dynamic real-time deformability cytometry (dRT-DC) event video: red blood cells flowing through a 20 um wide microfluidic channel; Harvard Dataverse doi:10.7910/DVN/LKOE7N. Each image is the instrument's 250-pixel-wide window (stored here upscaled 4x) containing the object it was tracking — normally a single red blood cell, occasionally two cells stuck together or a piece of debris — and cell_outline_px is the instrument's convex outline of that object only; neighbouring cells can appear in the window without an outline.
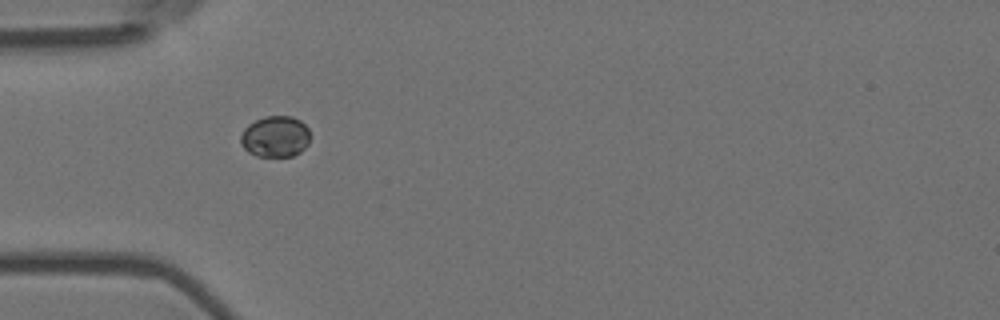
{"species": "Egyptian fruit bat (a non-hibernating species)", "species_latin": "Rousettus aegyptiacus", "temperature_condition": "room temperature", "stored_images_in_passage": 17, "camera_frame_rate_fps": 3000, "um_per_image_px": 0.085, "animal": {"sex": "female"}, "frame": {"image": 1, "passage_image": 7, "time_ms": 2.0, "image_size_px": [1000, 320], "cell_outline_px": [[308, 144], [300, 152], [292, 156], [256, 156], [248, 152], [244, 148], [240, 140], [240, 136], [244, 128], [248, 124], [264, 116], [292, 116], [300, 120], [308, 128]], "centroid_in_image_um": [23.38, 11.6], "position_along_channel_um": 61.6, "area_um2": 16.65}}
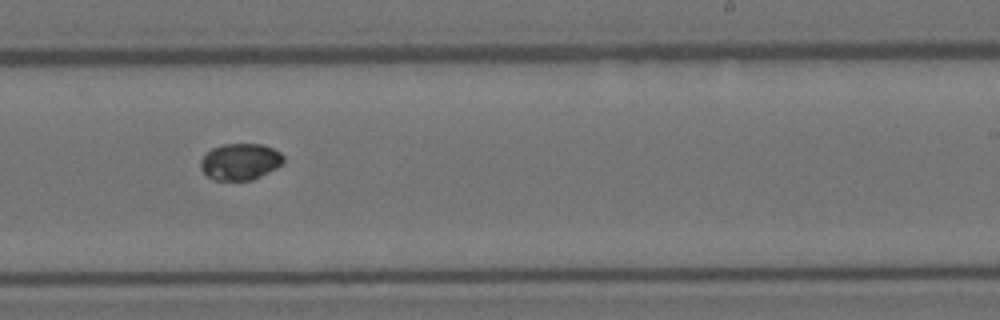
{"frame": {"image": 2, "passage_image": 12, "time_ms": 3.667, "image_size_px": [1000, 320], "cell_outline_px": [[284, 160], [276, 168], [252, 180], [216, 180], [208, 176], [200, 168], [200, 160], [212, 148], [224, 144], [264, 144], [280, 152], [284, 156]], "centroid_in_image_um": [20.42, 13.73], "position_along_channel_um": 268.6, "area_um2": 17.51}}
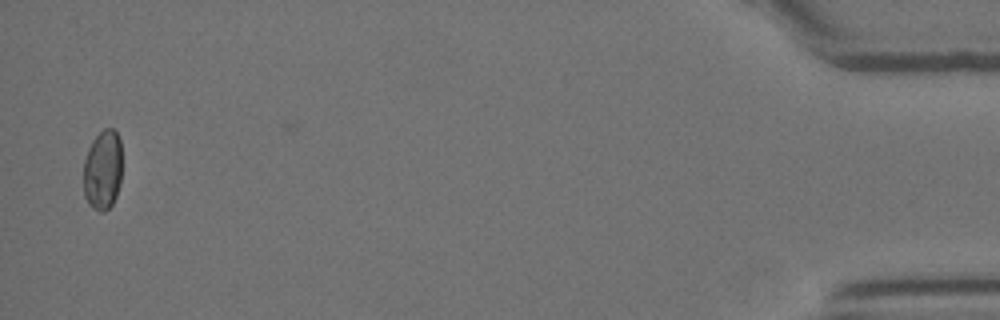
{"frame": {"image": 3, "passage_image": 17, "time_ms": 5.333, "image_size_px": [1000, 320], "cell_outline_px": [[120, 184], [116, 196], [112, 204], [104, 212], [100, 212], [92, 208], [88, 204], [84, 196], [84, 160], [88, 148], [92, 140], [104, 128], [112, 128], [116, 132], [120, 140]], "centroid_in_image_um": [8.71, 14.47], "position_along_channel_um": 426.5, "area_um2": 17.98}}